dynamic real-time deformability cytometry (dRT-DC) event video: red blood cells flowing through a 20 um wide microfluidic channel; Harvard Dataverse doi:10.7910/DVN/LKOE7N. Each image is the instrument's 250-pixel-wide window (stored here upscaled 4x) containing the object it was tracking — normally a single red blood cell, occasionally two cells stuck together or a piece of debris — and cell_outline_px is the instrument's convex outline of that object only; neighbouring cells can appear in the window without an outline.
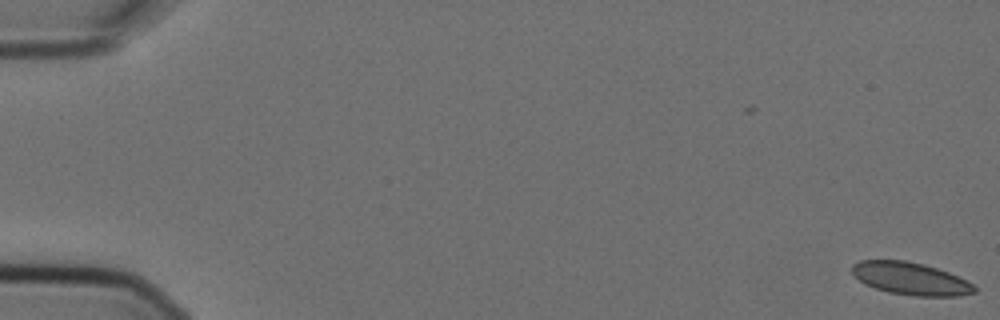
{"species": "Egyptian fruit bat (a non-hibernating species)", "species_latin": "Rousettus aegyptiacus", "temperature_condition": "cold", "stored_images_in_passage": 5, "camera_frame_rate_fps": 3000, "um_per_image_px": 0.085, "animal": {"sex": "female"}, "frame": {"image": 1, "passage_image": 1, "time_ms": 0.0, "image_size_px": [1000, 320], "cell_outline_px": [[976, 292], [960, 296], [916, 296], [888, 292], [864, 284], [852, 272], [852, 264], [860, 260], [904, 260], [924, 264], [948, 272], [972, 284], [976, 288]], "centroid_in_image_um": [77.38, 23.68], "position_along_channel_um": 7.6, "area_um2": 23.0}}
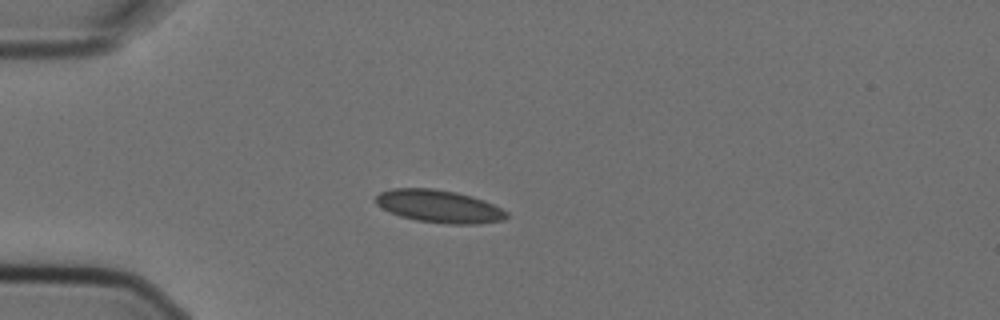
{"frame": {"image": 2, "passage_image": 5, "time_ms": 1.333, "image_size_px": [1000, 320], "cell_outline_px": [[508, 216], [504, 220], [480, 224], [448, 224], [416, 220], [400, 216], [388, 212], [376, 204], [376, 196], [380, 192], [392, 188], [432, 188], [456, 192], [472, 196], [484, 200], [508, 212]], "centroid_in_image_um": [37.32, 17.54], "position_along_channel_um": 47.7, "area_um2": 25.03}}